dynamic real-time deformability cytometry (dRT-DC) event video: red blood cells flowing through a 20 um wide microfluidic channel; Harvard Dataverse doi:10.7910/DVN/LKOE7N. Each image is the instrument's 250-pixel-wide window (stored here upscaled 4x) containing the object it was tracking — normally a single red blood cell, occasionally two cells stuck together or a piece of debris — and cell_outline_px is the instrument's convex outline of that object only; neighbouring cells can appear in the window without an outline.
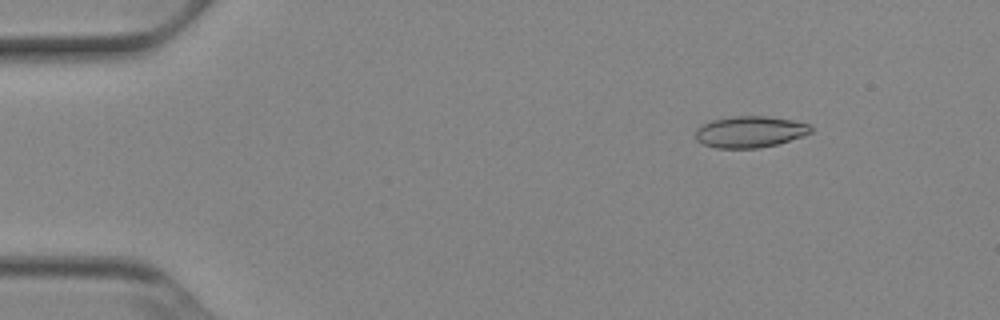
{"species": "Egyptian fruit bat (a non-hibernating species)", "species_latin": "Rousettus aegyptiacus", "temperature_condition": "cold", "stored_images_in_passage": 52, "camera_frame_rate_fps": 3000, "um_per_image_px": 0.085, "animal": {"sex": "female"}, "frame": {"image": 1, "passage_image": 7, "time_ms": 2.0, "image_size_px": [1000, 320], "cell_outline_px": [[812, 132], [804, 136], [776, 144], [760, 148], [716, 148], [704, 144], [696, 140], [696, 132], [704, 124], [712, 120], [732, 116], [768, 116], [792, 120], [808, 124], [812, 128]], "centroid_in_image_um": [63.77, 11.2], "position_along_channel_um": 21.2, "area_um2": 20.98}}
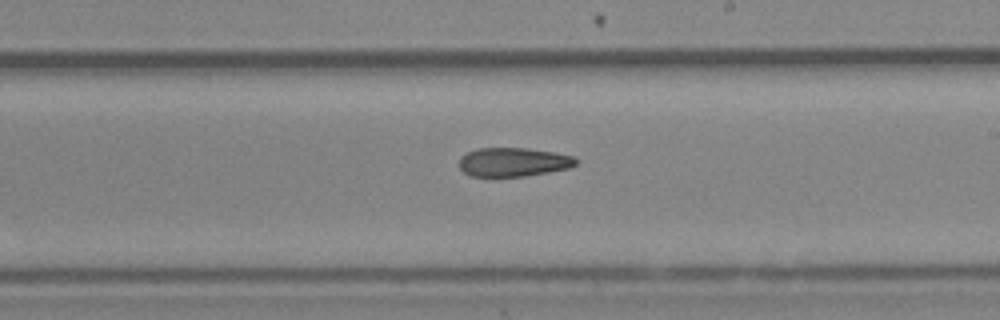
{"frame": {"image": 2, "passage_image": 31, "time_ms": 10.0, "image_size_px": [1000, 320], "cell_outline_px": [[580, 160], [576, 164], [568, 168], [548, 172], [524, 176], [492, 180], [468, 176], [460, 168], [460, 156], [468, 152], [480, 148], [528, 148], [576, 156]], "centroid_in_image_um": [43.59, 13.82], "position_along_channel_um": 245.4, "area_um2": 20.46}}
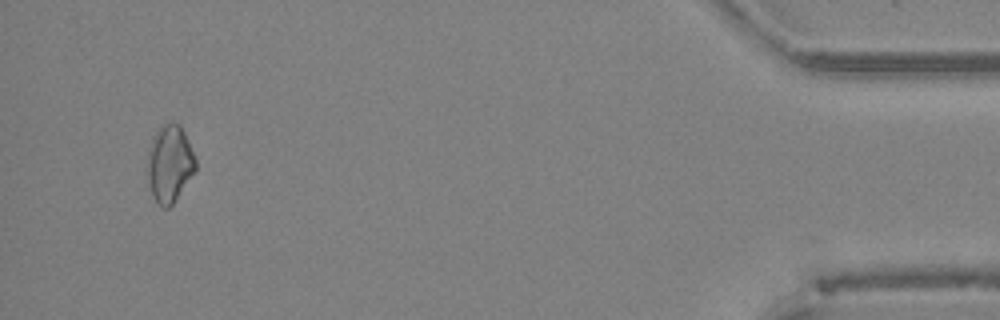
{"frame": {"image": 3, "passage_image": 50, "time_ms": 16.333, "image_size_px": [1000, 320], "cell_outline_px": [[196, 168], [172, 204], [168, 208], [164, 208], [152, 196], [144, 168], [144, 160], [152, 136], [164, 124], [180, 124], [184, 132], [196, 160]], "centroid_in_image_um": [14.34, 13.91], "position_along_channel_um": 420.9, "area_um2": 21.73}, "authors_computed_cell_mechanics": {"area_um2": 20.9525, "velocity_mm_per_s": 3.9158, "shape_relaxation_time_tau1_ms": null, "shape_relaxation_time_tau2_ms": 4.0658, "deformation_change_tau1": null, "deformation_change_tau2": 0.1175}}